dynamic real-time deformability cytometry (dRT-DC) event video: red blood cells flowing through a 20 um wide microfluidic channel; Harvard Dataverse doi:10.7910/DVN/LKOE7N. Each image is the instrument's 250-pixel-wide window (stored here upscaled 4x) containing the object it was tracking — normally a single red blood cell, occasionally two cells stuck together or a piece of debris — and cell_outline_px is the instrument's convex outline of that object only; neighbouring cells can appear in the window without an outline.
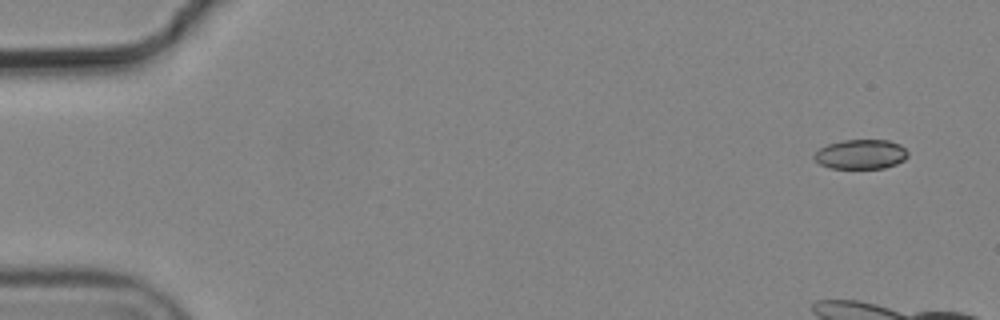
{"species": "common noctule bat (a hibernating species)", "species_latin": "Nyctalus noctula", "temperature_condition": "cold", "stored_images_in_passage": 6, "camera_frame_rate_fps": 3000, "um_per_image_px": 0.085, "animal": {"sex": "male", "body_mass_g": 19.2, "forearm_length_mm": 51.8}, "frame": {"image": 1, "passage_image": 1, "time_ms": 0.0, "image_size_px": [1000, 320], "cell_outline_px": [[908, 156], [904, 160], [896, 164], [884, 168], [828, 168], [820, 164], [812, 156], [820, 148], [828, 144], [844, 140], [888, 140], [900, 144], [908, 152]], "centroid_in_image_um": [73.18, 13.11], "position_along_channel_um": 11.8, "area_um2": 16.13}}